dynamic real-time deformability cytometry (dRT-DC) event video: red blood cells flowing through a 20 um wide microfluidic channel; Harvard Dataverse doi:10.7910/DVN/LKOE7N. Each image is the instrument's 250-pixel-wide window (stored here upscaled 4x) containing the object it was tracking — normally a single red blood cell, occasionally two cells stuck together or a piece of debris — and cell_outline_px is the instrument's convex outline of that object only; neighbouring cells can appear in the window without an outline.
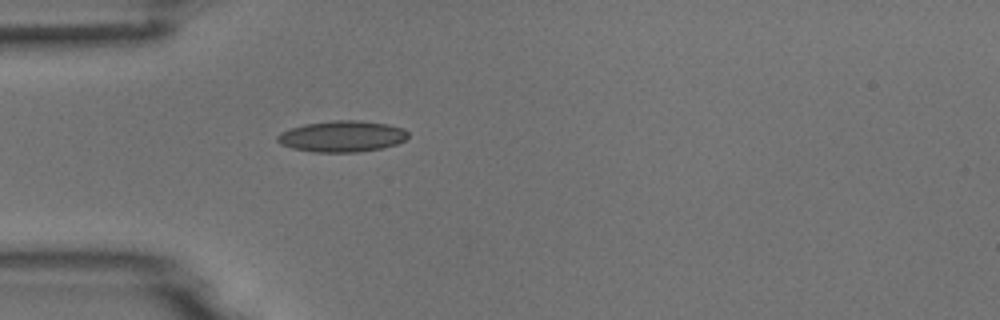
{"species": "common noctule bat (a hibernating species)", "species_latin": "Nyctalus noctula", "temperature_condition": "room temperature", "stored_images_in_passage": 17, "camera_frame_rate_fps": 3000, "um_per_image_px": 0.085, "animal": {"sex": "male", "body_mass_g": 18.8}, "frame": {"image": 1, "passage_image": 1, "time_ms": 0.0, "image_size_px": [1000, 320], "cell_outline_px": [[408, 136], [404, 140], [396, 144], [380, 148], [360, 152], [312, 152], [292, 148], [280, 144], [276, 140], [276, 136], [280, 132], [288, 128], [304, 124], [332, 120], [360, 120], [388, 124], [404, 128], [408, 132]], "centroid_in_image_um": [29.04, 11.58], "position_along_channel_um": 56.0, "area_um2": 23.99}}
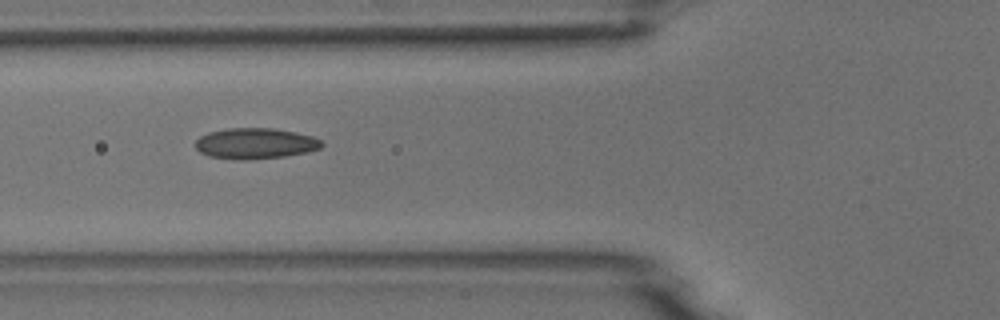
{"frame": {"image": 2, "passage_image": 5, "time_ms": 1.333, "image_size_px": [1000, 320], "cell_outline_px": [[324, 144], [320, 148], [308, 152], [284, 156], [244, 160], [236, 160], [208, 156], [200, 152], [196, 148], [196, 140], [200, 136], [208, 132], [228, 128], [276, 128], [296, 132], [312, 136], [320, 140]], "centroid_in_image_um": [21.69, 12.19], "position_along_channel_um": 104.1, "area_um2": 22.77}}